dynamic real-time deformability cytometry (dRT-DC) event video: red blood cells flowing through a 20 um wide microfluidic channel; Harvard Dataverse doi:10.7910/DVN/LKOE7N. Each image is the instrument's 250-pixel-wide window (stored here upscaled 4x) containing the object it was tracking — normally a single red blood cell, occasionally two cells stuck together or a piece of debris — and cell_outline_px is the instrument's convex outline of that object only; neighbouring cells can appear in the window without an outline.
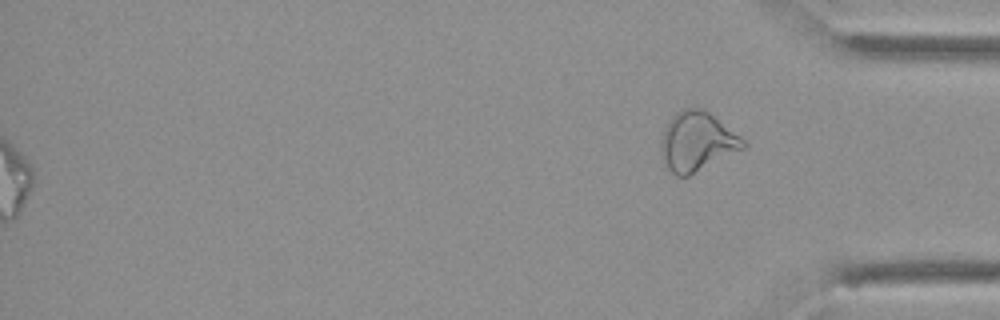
{"species": "Egyptian fruit bat (a non-hibernating species)", "species_latin": "Rousettus aegyptiacus", "temperature_condition": "cold", "stored_images_in_passage": 42, "segment_of_instrument_passage": [2, 2], "camera_frame_rate_fps": 3000, "um_per_image_px": 0.085, "animal": {"sex": "female"}, "frame": {"image": 1, "passage_image": 42, "time_ms": 13.667, "image_size_px": [1000, 320], "cell_outline_px": [[748, 148], [688, 176], [676, 176], [668, 168], [660, 156], [660, 144], [664, 128], [668, 120], [676, 112], [684, 108], [704, 108], [740, 136], [748, 144]], "centroid_in_image_um": [59.26, 12.04], "position_along_channel_um": 375.9, "area_um2": 28.78}}